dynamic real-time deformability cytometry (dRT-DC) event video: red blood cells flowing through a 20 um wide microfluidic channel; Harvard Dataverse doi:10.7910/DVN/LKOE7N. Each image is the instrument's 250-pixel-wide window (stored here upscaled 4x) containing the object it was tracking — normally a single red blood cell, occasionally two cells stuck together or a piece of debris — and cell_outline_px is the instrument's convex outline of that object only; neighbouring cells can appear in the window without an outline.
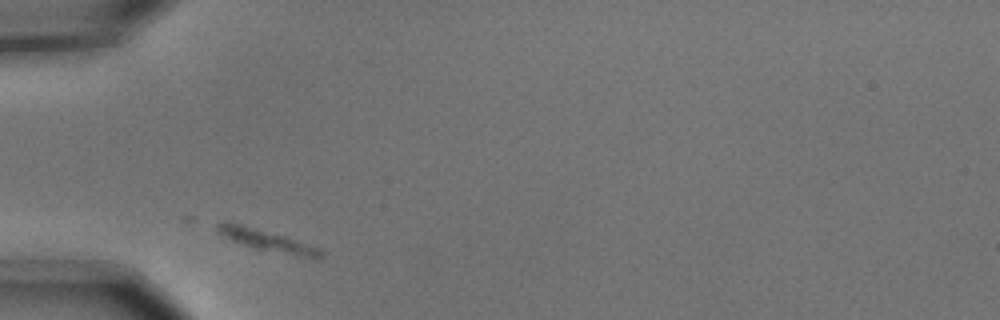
{"species": "common noctule bat (a hibernating species)", "species_latin": "Nyctalus noctula", "temperature_condition": "cold", "stored_images_in_passage": 4, "camera_frame_rate_fps": 3000, "um_per_image_px": 0.085, "animal": {"sex": "male", "body_mass_g": 15.6}, "frame": {"image": 1, "passage_image": 1, "time_ms": 0.0, "image_size_px": [1000, 320], "cell_outline_px": [[324, 256], [300, 256], [252, 248], [232, 240], [216, 232], [216, 228], [224, 220], [228, 220], [320, 248], [324, 252]], "centroid_in_image_um": [22.59, 20.42], "position_along_channel_um": 62.4, "area_um2": 12.25}}
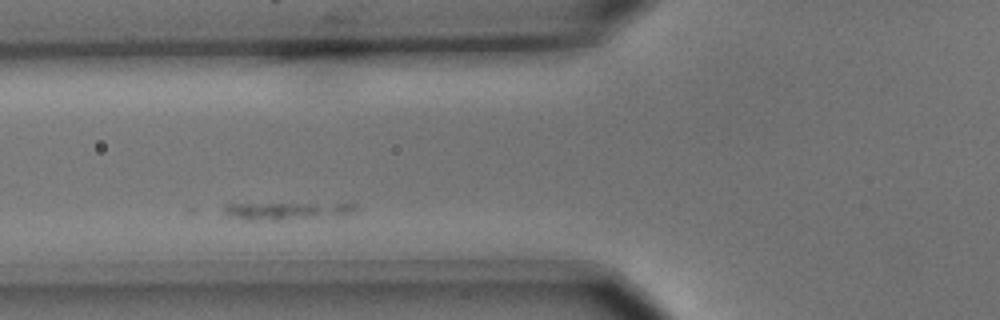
{"frame": {"image": 2, "passage_image": 2, "time_ms": 0.333, "image_size_px": [1000, 320], "cell_outline_px": [[356, 208], [352, 212], [280, 220], [248, 220], [228, 216], [220, 212], [224, 204], [356, 204]], "centroid_in_image_um": [24.1, 17.92], "position_along_channel_um": 101.7, "area_um2": 12.6}}
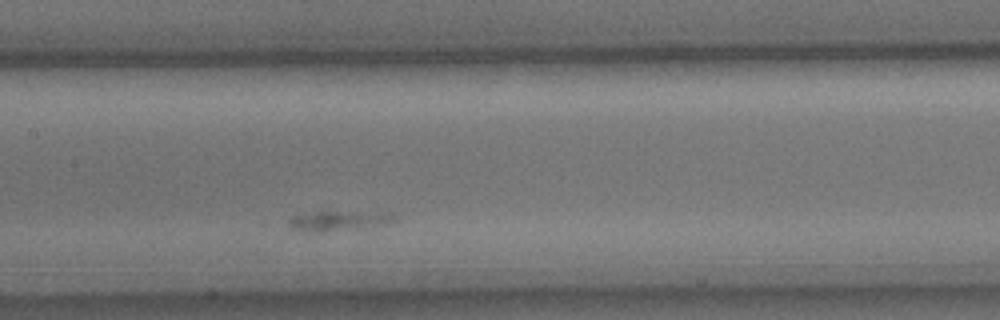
{"frame": {"image": 3, "passage_image": 4, "time_ms": 1.0, "image_size_px": [1000, 320], "cell_outline_px": [[396, 220], [388, 224], [324, 232], [312, 232], [292, 228], [288, 224], [288, 220], [292, 216], [316, 212], [388, 212]], "centroid_in_image_um": [28.78, 18.77], "position_along_channel_um": 178.6, "area_um2": 11.96}}